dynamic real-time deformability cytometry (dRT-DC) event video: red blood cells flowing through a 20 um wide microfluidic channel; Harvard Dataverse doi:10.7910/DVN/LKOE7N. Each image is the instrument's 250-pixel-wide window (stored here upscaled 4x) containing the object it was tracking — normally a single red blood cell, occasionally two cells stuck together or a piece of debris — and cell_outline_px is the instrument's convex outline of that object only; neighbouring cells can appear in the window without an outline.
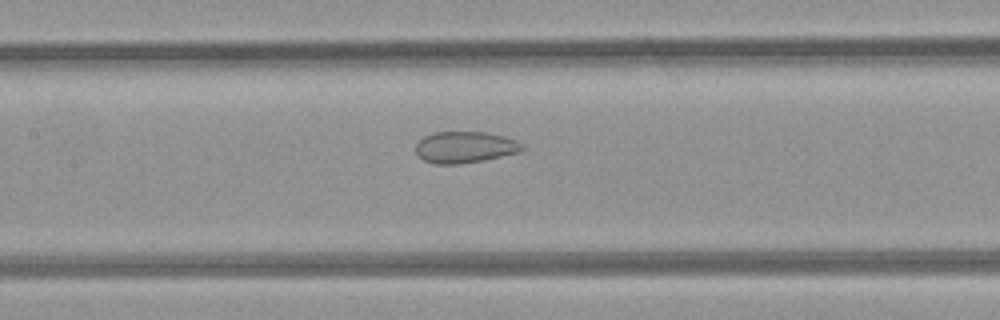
{"species": "common noctule bat (a hibernating species)", "species_latin": "Nyctalus noctula", "temperature_condition": "room temperature", "stored_images_in_passage": 32, "camera_frame_rate_fps": 3000, "um_per_image_px": 0.085, "animal": {"sex": "female", "body_mass_g": 21.9}, "frame": {"image": 1, "passage_image": 15, "time_ms": 4.667, "image_size_px": [1000, 320], "cell_outline_px": [[524, 148], [520, 152], [484, 160], [460, 164], [436, 164], [424, 160], [416, 152], [416, 144], [424, 136], [436, 132], [488, 132], [504, 136], [516, 140], [524, 144]], "centroid_in_image_um": [39.55, 12.51], "position_along_channel_um": 167.8, "area_um2": 19.54}}
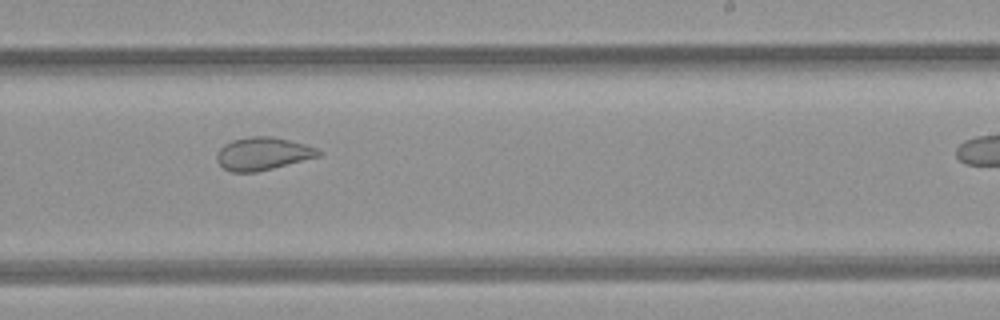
{"frame": {"image": 2, "passage_image": 22, "time_ms": 7.0, "image_size_px": [1000, 320], "cell_outline_px": [[320, 156], [256, 172], [232, 172], [224, 168], [216, 160], [216, 156], [220, 148], [224, 144], [232, 140], [248, 136], [272, 136], [304, 144], [316, 148], [320, 152]], "centroid_in_image_um": [22.3, 13.05], "position_along_channel_um": 266.7, "area_um2": 19.25}}
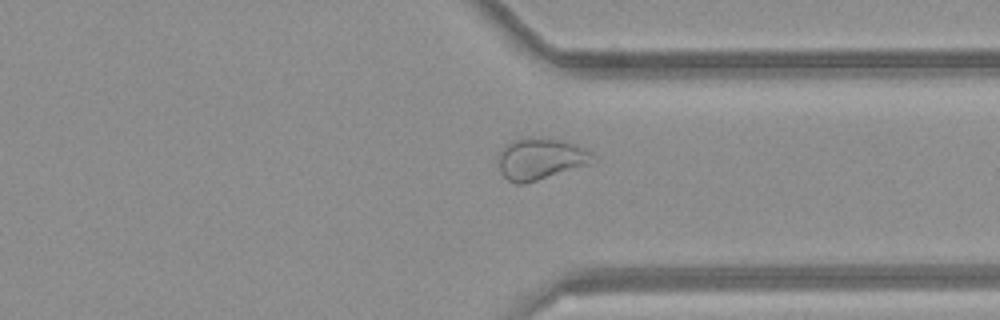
{"frame": {"image": 3, "passage_image": 29, "time_ms": 9.333, "image_size_px": [1000, 320], "cell_outline_px": [[592, 156], [588, 164], [524, 184], [516, 184], [508, 180], [500, 172], [500, 152], [504, 144], [516, 140], [564, 140], [576, 144], [592, 152]], "centroid_in_image_um": [45.92, 13.53], "position_along_channel_um": 365.5, "area_um2": 21.85}}